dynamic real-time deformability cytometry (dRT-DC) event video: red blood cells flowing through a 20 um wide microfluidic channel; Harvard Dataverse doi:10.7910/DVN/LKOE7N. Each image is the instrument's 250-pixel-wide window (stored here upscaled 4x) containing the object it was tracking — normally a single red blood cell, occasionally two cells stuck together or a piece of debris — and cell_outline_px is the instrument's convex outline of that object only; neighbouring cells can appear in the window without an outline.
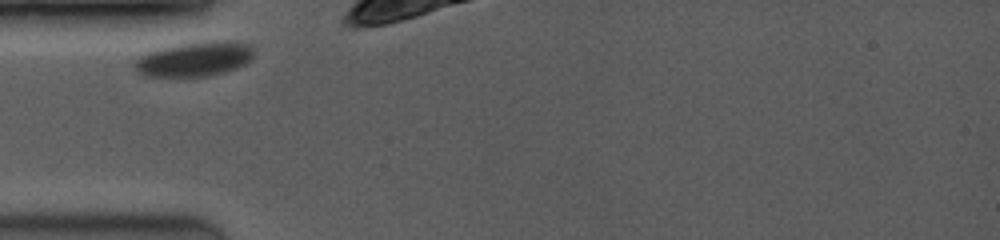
{"species": "common noctule bat (a hibernating species)", "species_latin": "Nyctalus noctula", "temperature_condition": "room temperature", "stored_images_in_passage": 29, "camera_frame_rate_fps": 3500, "um_per_image_px": 0.085, "animal": {"sex": "female", "body_mass_g": 19.0, "forearm_length_mm": 53.3}, "frame": {"image": 1, "passage_image": 1, "time_ms": 0.0, "image_size_px": [1000, 240], "cell_outline_px": [[252, 56], [244, 64], [236, 68], [224, 72], [208, 76], [140, 76], [136, 72], [132, 60], [148, 52], [176, 44], [248, 44], [252, 48]], "centroid_in_image_um": [16.36, 5.09], "position_along_channel_um": 68.6, "area_um2": 22.89}}